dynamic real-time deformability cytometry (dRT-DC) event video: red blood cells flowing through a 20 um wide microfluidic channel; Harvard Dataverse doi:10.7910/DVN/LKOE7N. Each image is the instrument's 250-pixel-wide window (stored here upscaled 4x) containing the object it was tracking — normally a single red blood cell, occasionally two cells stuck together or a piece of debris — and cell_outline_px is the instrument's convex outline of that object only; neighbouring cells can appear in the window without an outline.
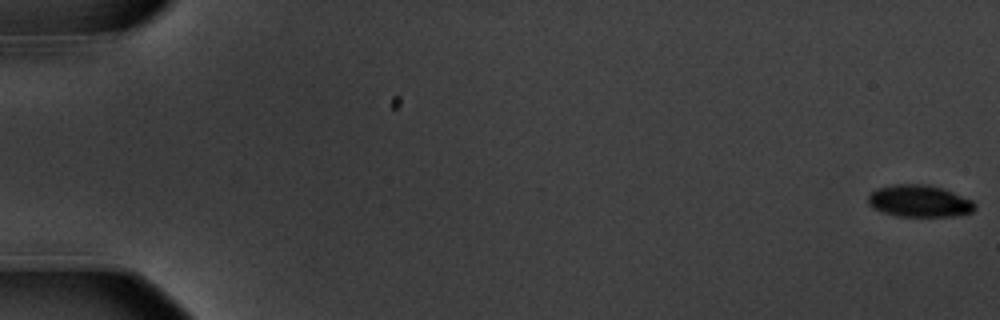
{"species": "common noctule bat (a hibernating species)", "species_latin": "Nyctalus noctula", "temperature_condition": "warm", "stored_images_in_passage": 58, "camera_frame_rate_fps": 3000, "um_per_image_px": 0.085, "animal": {"sex": "male", "body_mass_g": 20.1, "forearm_length_mm": 53.5}, "frame": {"image": 1, "passage_image": 1, "time_ms": 0.0, "image_size_px": [1000, 320], "cell_outline_px": [[976, 208], [972, 212], [956, 216], [896, 216], [872, 208], [868, 204], [868, 196], [876, 188], [892, 184], [928, 184], [952, 192], [972, 200], [976, 204]], "centroid_in_image_um": [78.13, 17.09], "position_along_channel_um": 6.9, "area_um2": 19.94}}
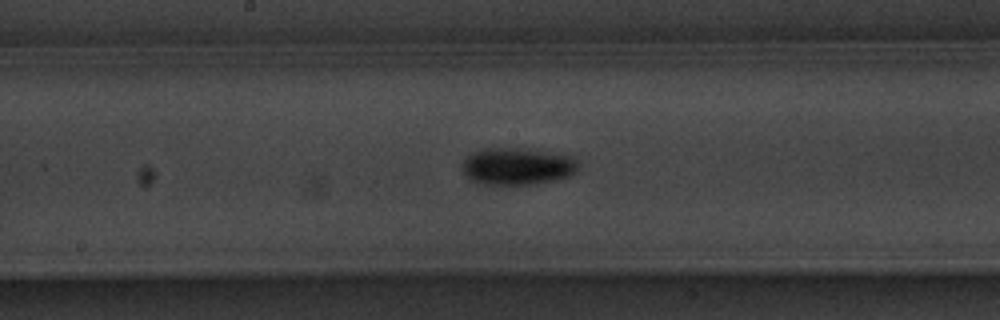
{"frame": {"image": 2, "passage_image": 32, "time_ms": 10.333, "image_size_px": [1000, 320], "cell_outline_px": [[576, 172], [568, 176], [536, 184], [484, 184], [468, 180], [464, 172], [464, 156], [472, 152], [484, 148], [532, 148], [572, 156], [576, 160]], "centroid_in_image_um": [43.94, 14.11], "position_along_channel_um": 204.3, "area_um2": 25.2}}
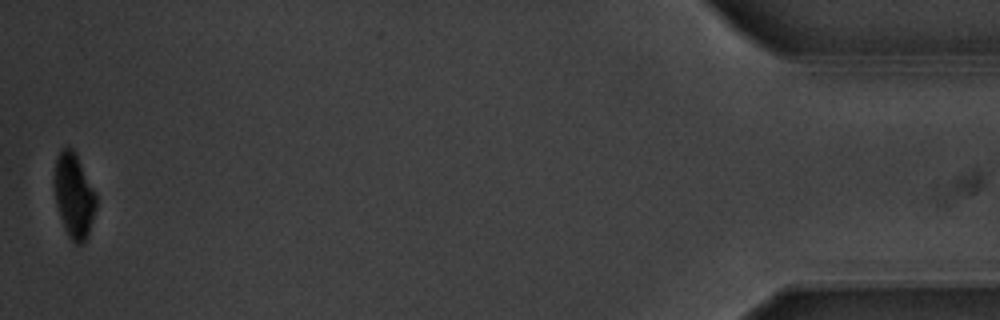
{"frame": {"image": 3, "passage_image": 58, "time_ms": 19.0, "image_size_px": [1000, 320], "cell_outline_px": [[96, 208], [88, 236], [84, 244], [76, 244], [68, 236], [64, 228], [56, 204], [56, 160], [60, 152], [68, 144], [76, 152], [96, 192]], "centroid_in_image_um": [6.33, 16.64], "position_along_channel_um": 428.9, "area_um2": 20.46}, "authors_computed_cell_mechanics": {"area_um2": 22.0507, "velocity_mm_per_s": 3.5626, "shape_relaxation_time_tau1_ms": 2.2111, "shape_relaxation_time_tau2_ms": null, "deformation_change_tau1": 0.1307, "deformation_change_tau2": null}}